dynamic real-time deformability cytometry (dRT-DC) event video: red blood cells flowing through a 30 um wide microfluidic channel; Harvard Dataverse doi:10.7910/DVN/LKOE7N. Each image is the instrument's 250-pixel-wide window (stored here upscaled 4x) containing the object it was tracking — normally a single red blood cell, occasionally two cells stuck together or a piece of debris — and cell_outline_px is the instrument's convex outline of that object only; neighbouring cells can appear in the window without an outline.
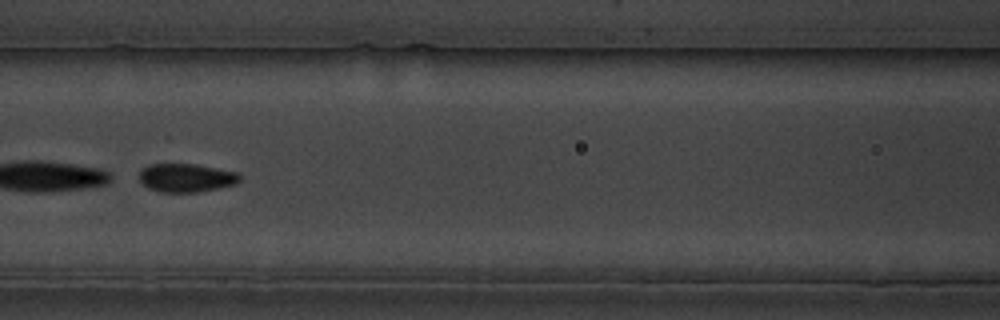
{"species": "common noctule bat (a hibernating species)", "species_latin": "Nyctalus noctula", "temperature_condition": "cold", "stored_images_in_passage": 47, "camera_frame_rate_fps": 3000, "um_per_image_px": 0.085, "animal": {"sex": "male", "body_mass_g": 19.5, "forearm_length_mm": 54.6}, "frame": {"image": 1, "passage_image": 14, "time_ms": 4.333, "image_size_px": [1000, 320], "cell_outline_px": [[240, 180], [236, 184], [220, 188], [196, 192], [160, 192], [148, 188], [140, 180], [140, 172], [148, 164], [196, 164], [236, 172], [240, 176]], "centroid_in_image_um": [15.84, 15.12], "position_along_channel_um": 150.8, "area_um2": 16.59}, "authors_computed_cell_mechanics": {"area_um2": 17.8024, "velocity_mm_per_s": 3.3682, "shape_relaxation_time_tau1_ms": 0.2565, "shape_relaxation_time_tau2_ms": 0.8869, "deformation_change_tau1": 0.2761, "deformation_change_tau2": 0.0695}}